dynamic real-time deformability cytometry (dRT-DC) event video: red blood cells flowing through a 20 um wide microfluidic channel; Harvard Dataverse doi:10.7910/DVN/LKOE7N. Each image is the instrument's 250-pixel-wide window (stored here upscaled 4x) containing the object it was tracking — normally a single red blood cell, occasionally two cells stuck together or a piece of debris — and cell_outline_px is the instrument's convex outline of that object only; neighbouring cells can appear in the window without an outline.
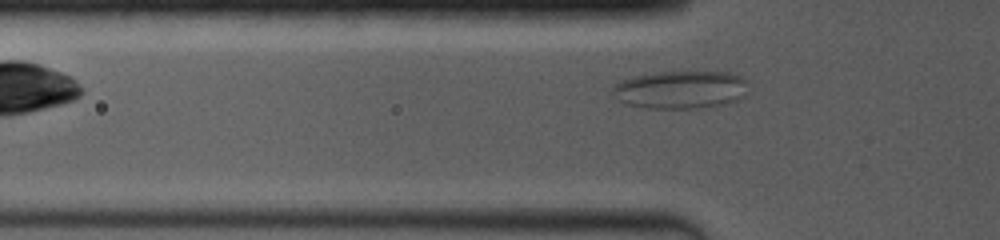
{"species": "common noctule bat (a hibernating species)", "species_latin": "Nyctalus noctula", "temperature_condition": "room temperature", "stored_images_in_passage": 62, "camera_frame_rate_fps": 4000, "um_per_image_px": 0.085, "animal": {"sex": "female", "body_mass_g": 19.0, "forearm_length_mm": 53.3}, "frame": {"image": 1, "passage_image": 9, "time_ms": 1.25, "image_size_px": [1000, 240], "cell_outline_px": [[748, 80], [744, 96], [732, 104], [704, 108], [644, 108], [624, 104], [612, 92], [612, 88], [620, 80], [632, 76], [656, 72], [732, 72], [744, 76]], "centroid_in_image_um": [57.9, 7.63], "position_along_channel_um": 67.9, "area_um2": 30.63}}
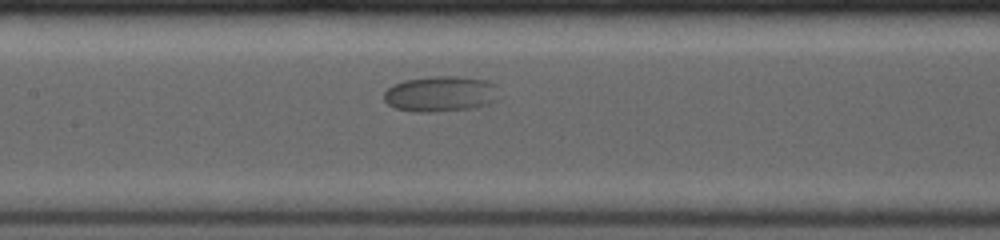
{"frame": {"image": 2, "passage_image": 27, "time_ms": 4.0, "image_size_px": [1000, 240], "cell_outline_px": [[496, 100], [488, 104], [476, 108], [432, 112], [416, 112], [396, 108], [388, 104], [384, 100], [384, 92], [392, 84], [404, 80], [432, 76], [460, 76], [484, 80], [496, 84]], "centroid_in_image_um": [37.43, 7.98], "position_along_channel_um": 170.0, "area_um2": 23.99}}
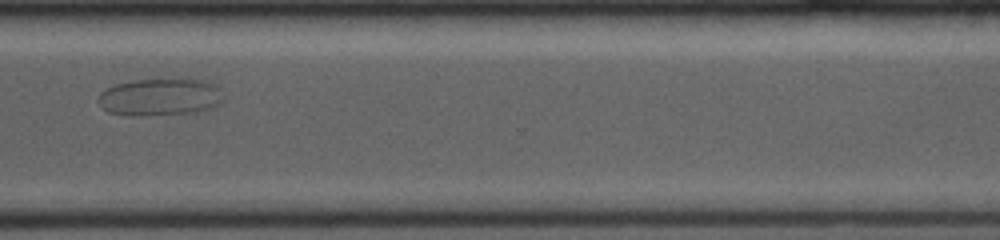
{"frame": {"image": 3, "passage_image": 44, "time_ms": 9.0, "image_size_px": [1000, 240], "cell_outline_px": [[224, 100], [216, 108], [196, 112], [148, 116], [128, 116], [108, 112], [96, 100], [100, 92], [116, 84], [136, 80], [188, 76], [204, 80], [216, 84], [220, 88]], "centroid_in_image_um": [13.68, 8.22], "position_along_channel_um": 356.9, "area_um2": 28.44}}